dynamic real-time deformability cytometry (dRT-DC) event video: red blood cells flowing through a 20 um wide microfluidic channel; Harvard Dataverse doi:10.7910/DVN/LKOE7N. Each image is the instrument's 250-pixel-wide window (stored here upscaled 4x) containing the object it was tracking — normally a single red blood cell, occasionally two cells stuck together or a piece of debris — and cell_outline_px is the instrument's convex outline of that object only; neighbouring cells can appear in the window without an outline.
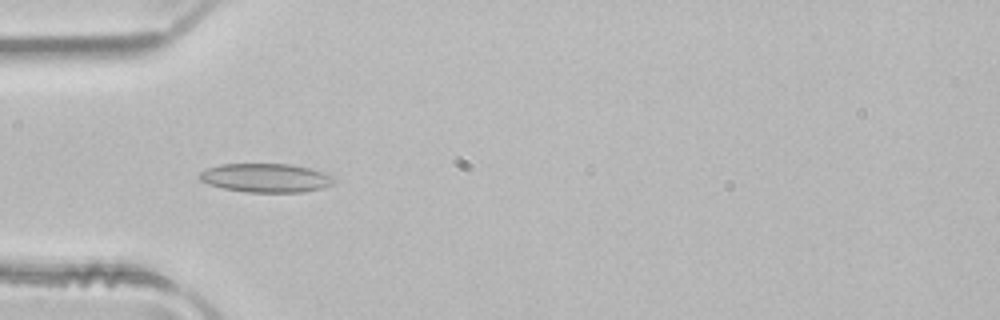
{"species": "common noctule bat (a hibernating species)", "species_latin": "Nyctalus noctula", "temperature_condition": "room temperature", "stored_images_in_passage": 4, "camera_frame_rate_fps": 3000, "um_per_image_px": 0.085, "animal": {"sex": "male", "body_mass_g": 21.5, "forearm_length_mm": 52.0}, "frame": {"image": 1, "passage_image": 2, "time_ms": 0.333, "image_size_px": [1000, 320], "cell_outline_px": [[336, 184], [324, 188], [300, 192], [244, 192], [224, 188], [208, 184], [200, 180], [200, 172], [208, 168], [220, 164], [292, 164], [308, 168], [336, 176]], "centroid_in_image_um": [22.66, 15.12], "position_along_channel_um": 62.3, "area_um2": 22.72}}
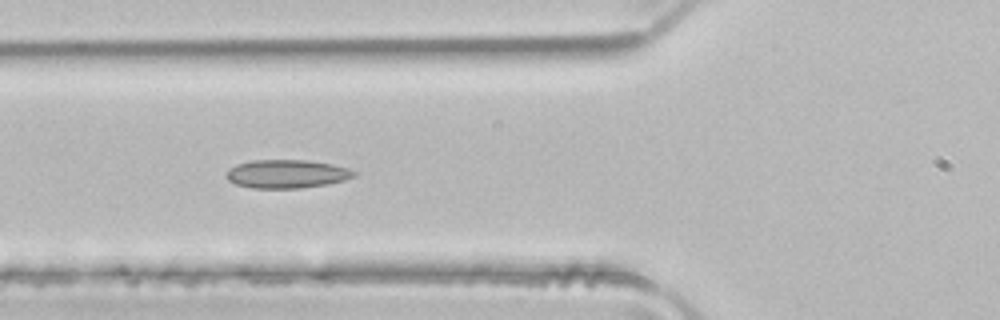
{"frame": {"image": 2, "passage_image": 3, "time_ms": 0.667, "image_size_px": [1000, 320], "cell_outline_px": [[356, 176], [344, 180], [328, 184], [300, 188], [252, 188], [236, 184], [228, 180], [224, 176], [236, 164], [252, 160], [308, 160], [332, 164], [348, 168], [356, 172]], "centroid_in_image_um": [24.39, 14.78], "position_along_channel_um": 101.4, "area_um2": 21.15}}
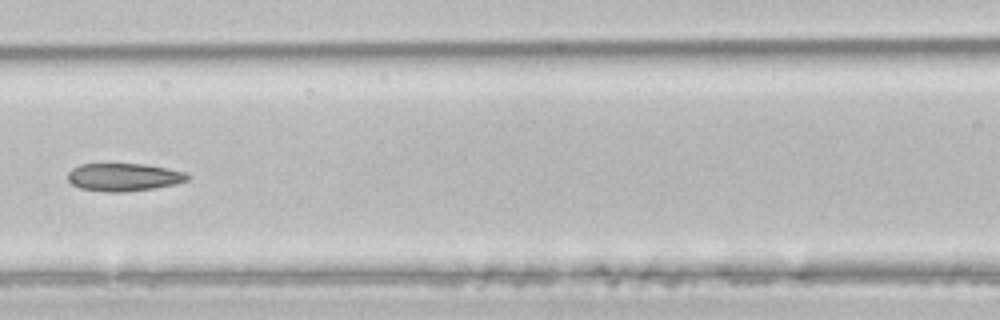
{"frame": {"image": 3, "passage_image": 4, "time_ms": 1.0, "image_size_px": [1000, 320], "cell_outline_px": [[192, 176], [188, 180], [176, 184], [152, 188], [124, 192], [104, 192], [80, 188], [72, 184], [68, 180], [68, 172], [72, 168], [80, 164], [144, 164], [188, 172]], "centroid_in_image_um": [10.54, 15.05], "position_along_channel_um": 156.1, "area_um2": 19.54}}